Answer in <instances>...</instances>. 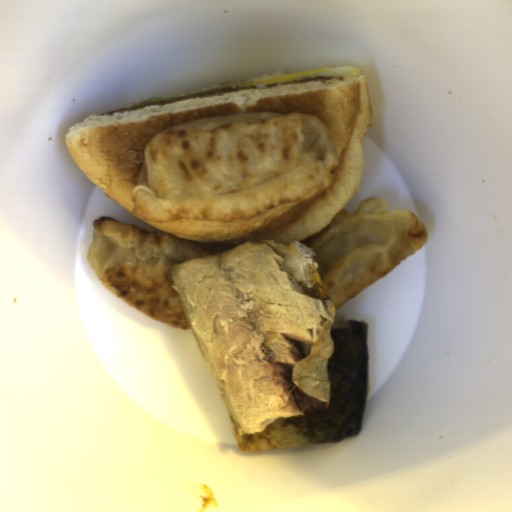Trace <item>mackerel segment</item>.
I'll return each mask as SVG.
<instances>
[{
    "mask_svg": "<svg viewBox=\"0 0 512 512\" xmlns=\"http://www.w3.org/2000/svg\"><path fill=\"white\" fill-rule=\"evenodd\" d=\"M169 275L240 451L359 436L368 322L337 316L313 249L260 238Z\"/></svg>",
    "mask_w": 512,
    "mask_h": 512,
    "instance_id": "mackerel-segment-1",
    "label": "mackerel segment"
}]
</instances>
